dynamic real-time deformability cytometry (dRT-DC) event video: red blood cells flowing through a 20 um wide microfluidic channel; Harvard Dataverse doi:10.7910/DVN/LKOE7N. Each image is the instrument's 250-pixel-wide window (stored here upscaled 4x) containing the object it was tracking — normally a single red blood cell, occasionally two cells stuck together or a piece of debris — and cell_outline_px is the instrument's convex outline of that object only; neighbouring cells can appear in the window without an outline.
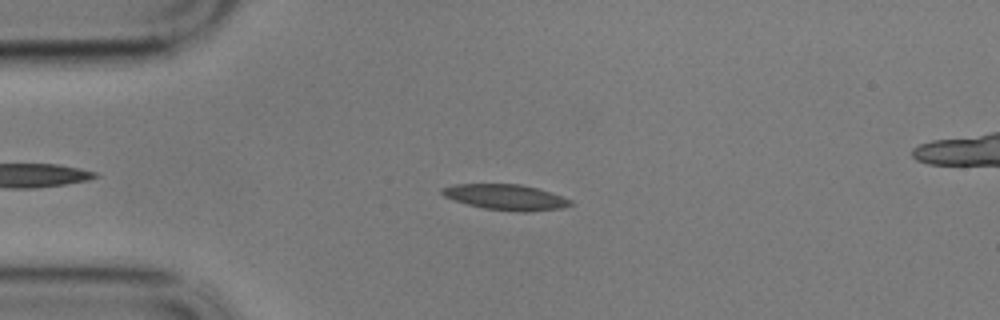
{"species": "common noctule bat (a hibernating species)", "species_latin": "Nyctalus noctula", "temperature_condition": "cold", "stored_images_in_passage": 55, "camera_frame_rate_fps": 3000, "um_per_image_px": 0.085, "animal": {"sex": "male", "body_mass_g": 17.9}, "frame": {"image": 1, "passage_image": 10, "time_ms": 3.0, "image_size_px": [1000, 320], "cell_outline_px": [[572, 204], [560, 208], [532, 212], [520, 212], [484, 208], [468, 204], [444, 196], [440, 192], [440, 188], [456, 184], [520, 184], [536, 188], [572, 200]], "centroid_in_image_um": [42.97, 16.76], "position_along_channel_um": 42.0, "area_um2": 18.9}}
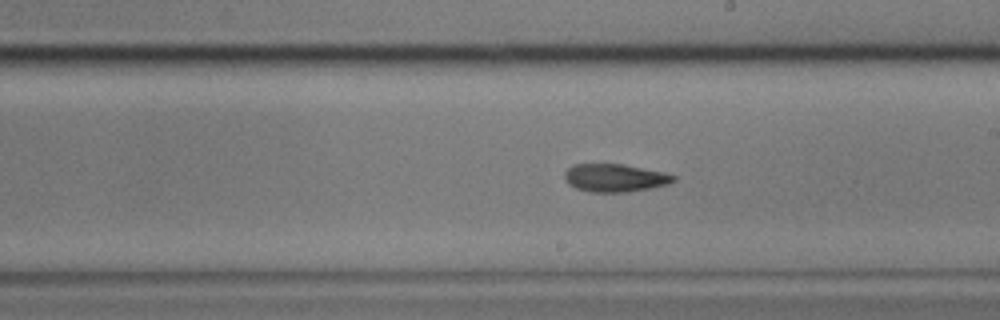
{"frame": {"image": 2, "passage_image": 29, "time_ms": 9.333, "image_size_px": [1000, 320], "cell_outline_px": [[676, 180], [668, 184], [652, 188], [628, 192], [592, 192], [576, 188], [568, 184], [564, 180], [564, 172], [568, 168], [576, 164], [620, 164], [664, 172], [676, 176]], "centroid_in_image_um": [52.26, 15.13], "position_along_channel_um": 236.7, "area_um2": 17.74}}
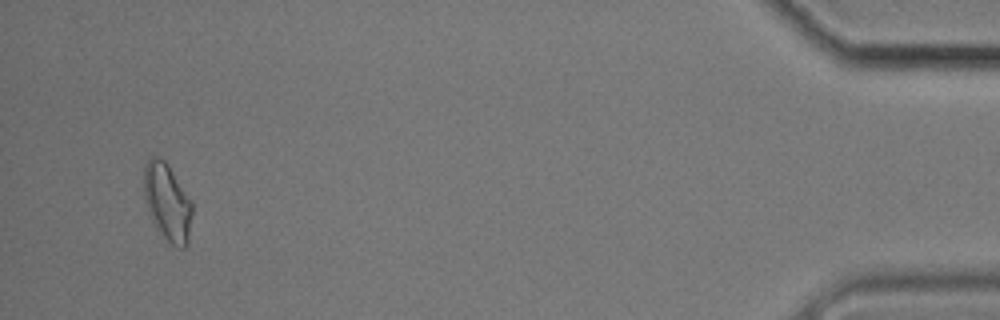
{"frame": {"image": 3, "passage_image": 52, "time_ms": 17.0, "image_size_px": [1000, 320], "cell_outline_px": [[192, 212], [188, 244], [184, 248], [180, 248], [172, 244], [156, 228], [148, 212], [144, 196], [144, 164], [152, 156], [160, 156], [168, 164], [192, 200]], "centroid_in_image_um": [14.23, 17.16], "position_along_channel_um": 421.0, "area_um2": 21.91}}